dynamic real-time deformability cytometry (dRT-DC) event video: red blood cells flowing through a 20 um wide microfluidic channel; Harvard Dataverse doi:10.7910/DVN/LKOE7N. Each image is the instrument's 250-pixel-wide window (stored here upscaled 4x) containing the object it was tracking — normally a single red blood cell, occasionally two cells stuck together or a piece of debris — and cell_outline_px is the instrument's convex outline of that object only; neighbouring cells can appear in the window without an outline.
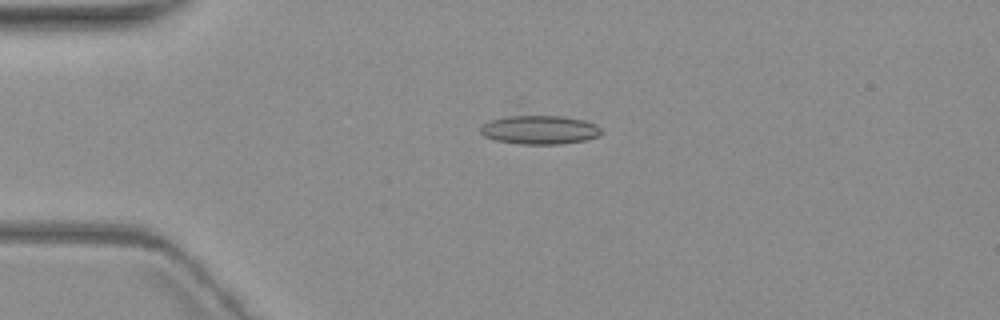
{"species": "common noctule bat (a hibernating species)", "species_latin": "Nyctalus noctula", "temperature_condition": "warm", "stored_images_in_passage": 2, "camera_frame_rate_fps": 3000, "um_per_image_px": 0.085, "animal": {"sex": "female", "body_mass_g": 19.3, "forearm_length_mm": 54.1}, "frame": {"image": 1, "passage_image": 2, "time_ms": 2.333, "image_size_px": [1000, 320], "cell_outline_px": [[604, 132], [600, 136], [584, 140], [560, 144], [520, 144], [496, 140], [484, 136], [480, 132], [480, 124], [516, 100], [520, 100], [584, 120], [596, 124]], "centroid_in_image_um": [45.63, 10.71], "position_along_channel_um": 39.4, "area_um2": 25.66}}